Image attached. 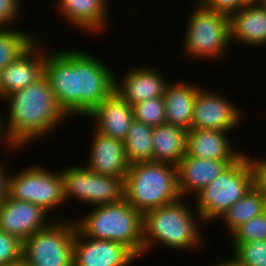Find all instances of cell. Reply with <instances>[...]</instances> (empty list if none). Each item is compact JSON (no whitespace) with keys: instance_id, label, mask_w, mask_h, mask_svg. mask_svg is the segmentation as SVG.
<instances>
[{"instance_id":"3957f363","label":"cell","mask_w":266,"mask_h":266,"mask_svg":"<svg viewBox=\"0 0 266 266\" xmlns=\"http://www.w3.org/2000/svg\"><path fill=\"white\" fill-rule=\"evenodd\" d=\"M183 199L149 210L143 215V254L158 243L178 251L194 250L203 244V234L197 224L202 222L200 213L196 209L192 213L191 204L186 205L188 202Z\"/></svg>"},{"instance_id":"1f68e13d","label":"cell","mask_w":266,"mask_h":266,"mask_svg":"<svg viewBox=\"0 0 266 266\" xmlns=\"http://www.w3.org/2000/svg\"><path fill=\"white\" fill-rule=\"evenodd\" d=\"M199 5L208 10L231 16L233 13L245 7V0H195Z\"/></svg>"},{"instance_id":"d6a6232c","label":"cell","mask_w":266,"mask_h":266,"mask_svg":"<svg viewBox=\"0 0 266 266\" xmlns=\"http://www.w3.org/2000/svg\"><path fill=\"white\" fill-rule=\"evenodd\" d=\"M20 1L0 0V29H8L11 22H15L16 17L18 19V15L21 13L20 10H23Z\"/></svg>"},{"instance_id":"ac0fdd59","label":"cell","mask_w":266,"mask_h":266,"mask_svg":"<svg viewBox=\"0 0 266 266\" xmlns=\"http://www.w3.org/2000/svg\"><path fill=\"white\" fill-rule=\"evenodd\" d=\"M228 133L214 129H190L187 131L186 154L211 160H238L244 153L231 147Z\"/></svg>"},{"instance_id":"8d00e7d4","label":"cell","mask_w":266,"mask_h":266,"mask_svg":"<svg viewBox=\"0 0 266 266\" xmlns=\"http://www.w3.org/2000/svg\"><path fill=\"white\" fill-rule=\"evenodd\" d=\"M2 134H4V131H3V129H0V142H3V143H5L7 146H6V148L8 147V148H10V149H12V147L10 146V144H9V142L7 141V139H6V137H4V135H2ZM2 136V137H1ZM2 139V140H1ZM4 139V140H3Z\"/></svg>"},{"instance_id":"52a82bcc","label":"cell","mask_w":266,"mask_h":266,"mask_svg":"<svg viewBox=\"0 0 266 266\" xmlns=\"http://www.w3.org/2000/svg\"><path fill=\"white\" fill-rule=\"evenodd\" d=\"M191 13L183 40L185 53L191 58L217 59L227 52L230 45L229 16L203 8L196 3Z\"/></svg>"},{"instance_id":"f1b7e54d","label":"cell","mask_w":266,"mask_h":266,"mask_svg":"<svg viewBox=\"0 0 266 266\" xmlns=\"http://www.w3.org/2000/svg\"><path fill=\"white\" fill-rule=\"evenodd\" d=\"M231 243L232 255L242 266H266V240Z\"/></svg>"},{"instance_id":"4316f807","label":"cell","mask_w":266,"mask_h":266,"mask_svg":"<svg viewBox=\"0 0 266 266\" xmlns=\"http://www.w3.org/2000/svg\"><path fill=\"white\" fill-rule=\"evenodd\" d=\"M63 179L64 200L70 198L89 204L90 169L87 166H68L60 171ZM74 197V198H73Z\"/></svg>"},{"instance_id":"7c38bea8","label":"cell","mask_w":266,"mask_h":266,"mask_svg":"<svg viewBox=\"0 0 266 266\" xmlns=\"http://www.w3.org/2000/svg\"><path fill=\"white\" fill-rule=\"evenodd\" d=\"M47 214L33 203L8 196L0 205V230L24 241L53 221Z\"/></svg>"},{"instance_id":"7402d4cb","label":"cell","mask_w":266,"mask_h":266,"mask_svg":"<svg viewBox=\"0 0 266 266\" xmlns=\"http://www.w3.org/2000/svg\"><path fill=\"white\" fill-rule=\"evenodd\" d=\"M187 130L163 123L153 127L154 162L177 165L186 154Z\"/></svg>"},{"instance_id":"e0dca14e","label":"cell","mask_w":266,"mask_h":266,"mask_svg":"<svg viewBox=\"0 0 266 266\" xmlns=\"http://www.w3.org/2000/svg\"><path fill=\"white\" fill-rule=\"evenodd\" d=\"M92 140L90 158L86 166L100 175L125 177L129 163L126 161L123 141L110 138L97 130L94 131Z\"/></svg>"},{"instance_id":"2e32d148","label":"cell","mask_w":266,"mask_h":266,"mask_svg":"<svg viewBox=\"0 0 266 266\" xmlns=\"http://www.w3.org/2000/svg\"><path fill=\"white\" fill-rule=\"evenodd\" d=\"M234 161L203 159L185 154L176 165L181 197L196 195Z\"/></svg>"},{"instance_id":"9c48e42d","label":"cell","mask_w":266,"mask_h":266,"mask_svg":"<svg viewBox=\"0 0 266 266\" xmlns=\"http://www.w3.org/2000/svg\"><path fill=\"white\" fill-rule=\"evenodd\" d=\"M8 193L12 199L27 201L41 207L48 214L65 204L63 179L58 171L31 165L8 176Z\"/></svg>"},{"instance_id":"d4e9b609","label":"cell","mask_w":266,"mask_h":266,"mask_svg":"<svg viewBox=\"0 0 266 266\" xmlns=\"http://www.w3.org/2000/svg\"><path fill=\"white\" fill-rule=\"evenodd\" d=\"M124 199V177L104 176L90 170L89 205L113 204Z\"/></svg>"},{"instance_id":"d590c367","label":"cell","mask_w":266,"mask_h":266,"mask_svg":"<svg viewBox=\"0 0 266 266\" xmlns=\"http://www.w3.org/2000/svg\"><path fill=\"white\" fill-rule=\"evenodd\" d=\"M215 266H242L241 263L233 256L230 260L216 262ZM214 266V265H213Z\"/></svg>"},{"instance_id":"5b68a950","label":"cell","mask_w":266,"mask_h":266,"mask_svg":"<svg viewBox=\"0 0 266 266\" xmlns=\"http://www.w3.org/2000/svg\"><path fill=\"white\" fill-rule=\"evenodd\" d=\"M180 198L175 164L154 161L129 164L124 177V199L142 215Z\"/></svg>"},{"instance_id":"484cf974","label":"cell","mask_w":266,"mask_h":266,"mask_svg":"<svg viewBox=\"0 0 266 266\" xmlns=\"http://www.w3.org/2000/svg\"><path fill=\"white\" fill-rule=\"evenodd\" d=\"M38 36L11 29H0V70L18 59L36 41Z\"/></svg>"},{"instance_id":"4dcf8cb0","label":"cell","mask_w":266,"mask_h":266,"mask_svg":"<svg viewBox=\"0 0 266 266\" xmlns=\"http://www.w3.org/2000/svg\"><path fill=\"white\" fill-rule=\"evenodd\" d=\"M23 259V241L0 230V266Z\"/></svg>"},{"instance_id":"44dd1931","label":"cell","mask_w":266,"mask_h":266,"mask_svg":"<svg viewBox=\"0 0 266 266\" xmlns=\"http://www.w3.org/2000/svg\"><path fill=\"white\" fill-rule=\"evenodd\" d=\"M199 85L184 82L169 83L163 94L165 101L166 123L191 129L194 104Z\"/></svg>"},{"instance_id":"ba28073f","label":"cell","mask_w":266,"mask_h":266,"mask_svg":"<svg viewBox=\"0 0 266 266\" xmlns=\"http://www.w3.org/2000/svg\"><path fill=\"white\" fill-rule=\"evenodd\" d=\"M55 220V221H54ZM74 221L56 220L23 241L27 266H73Z\"/></svg>"},{"instance_id":"ab89813d","label":"cell","mask_w":266,"mask_h":266,"mask_svg":"<svg viewBox=\"0 0 266 266\" xmlns=\"http://www.w3.org/2000/svg\"><path fill=\"white\" fill-rule=\"evenodd\" d=\"M261 5V7L265 10L266 12V0H261V2L259 3Z\"/></svg>"},{"instance_id":"6da1fadb","label":"cell","mask_w":266,"mask_h":266,"mask_svg":"<svg viewBox=\"0 0 266 266\" xmlns=\"http://www.w3.org/2000/svg\"><path fill=\"white\" fill-rule=\"evenodd\" d=\"M47 54L44 75L68 117H85L115 92L116 76L93 55L74 48Z\"/></svg>"},{"instance_id":"83f0119b","label":"cell","mask_w":266,"mask_h":266,"mask_svg":"<svg viewBox=\"0 0 266 266\" xmlns=\"http://www.w3.org/2000/svg\"><path fill=\"white\" fill-rule=\"evenodd\" d=\"M134 120L156 127L166 123L165 101L163 97L146 99L132 106Z\"/></svg>"},{"instance_id":"ffe728a7","label":"cell","mask_w":266,"mask_h":266,"mask_svg":"<svg viewBox=\"0 0 266 266\" xmlns=\"http://www.w3.org/2000/svg\"><path fill=\"white\" fill-rule=\"evenodd\" d=\"M229 18L230 41L252 47L266 44V12L260 4H247Z\"/></svg>"},{"instance_id":"836d02e7","label":"cell","mask_w":266,"mask_h":266,"mask_svg":"<svg viewBox=\"0 0 266 266\" xmlns=\"http://www.w3.org/2000/svg\"><path fill=\"white\" fill-rule=\"evenodd\" d=\"M253 171L254 186L266 196V159H251L247 156Z\"/></svg>"},{"instance_id":"9a60e30c","label":"cell","mask_w":266,"mask_h":266,"mask_svg":"<svg viewBox=\"0 0 266 266\" xmlns=\"http://www.w3.org/2000/svg\"><path fill=\"white\" fill-rule=\"evenodd\" d=\"M85 117L93 119L94 130L124 141L134 121L132 106L116 92L95 106Z\"/></svg>"},{"instance_id":"f546056e","label":"cell","mask_w":266,"mask_h":266,"mask_svg":"<svg viewBox=\"0 0 266 266\" xmlns=\"http://www.w3.org/2000/svg\"><path fill=\"white\" fill-rule=\"evenodd\" d=\"M230 235L232 236V242L266 240V210L262 214L249 219Z\"/></svg>"},{"instance_id":"d6986e66","label":"cell","mask_w":266,"mask_h":266,"mask_svg":"<svg viewBox=\"0 0 266 266\" xmlns=\"http://www.w3.org/2000/svg\"><path fill=\"white\" fill-rule=\"evenodd\" d=\"M59 2V3H58ZM59 14L78 30L88 33L102 31L107 25L108 0H58ZM76 26V27H75ZM100 31V32H99Z\"/></svg>"},{"instance_id":"74e56055","label":"cell","mask_w":266,"mask_h":266,"mask_svg":"<svg viewBox=\"0 0 266 266\" xmlns=\"http://www.w3.org/2000/svg\"><path fill=\"white\" fill-rule=\"evenodd\" d=\"M4 266H27L24 260H19L17 262L11 263V264H6Z\"/></svg>"},{"instance_id":"e575fe53","label":"cell","mask_w":266,"mask_h":266,"mask_svg":"<svg viewBox=\"0 0 266 266\" xmlns=\"http://www.w3.org/2000/svg\"><path fill=\"white\" fill-rule=\"evenodd\" d=\"M0 164V205L8 198V174L5 166Z\"/></svg>"},{"instance_id":"8fae6325","label":"cell","mask_w":266,"mask_h":266,"mask_svg":"<svg viewBox=\"0 0 266 266\" xmlns=\"http://www.w3.org/2000/svg\"><path fill=\"white\" fill-rule=\"evenodd\" d=\"M138 257L125 245L83 236L76 230L73 266H128Z\"/></svg>"},{"instance_id":"cb8c5ba5","label":"cell","mask_w":266,"mask_h":266,"mask_svg":"<svg viewBox=\"0 0 266 266\" xmlns=\"http://www.w3.org/2000/svg\"><path fill=\"white\" fill-rule=\"evenodd\" d=\"M152 137V126L133 121L123 141L126 161L129 164L154 161Z\"/></svg>"},{"instance_id":"8992f818","label":"cell","mask_w":266,"mask_h":266,"mask_svg":"<svg viewBox=\"0 0 266 266\" xmlns=\"http://www.w3.org/2000/svg\"><path fill=\"white\" fill-rule=\"evenodd\" d=\"M253 186V171L243 154L195 195L203 223L219 220Z\"/></svg>"},{"instance_id":"7a4b0ae2","label":"cell","mask_w":266,"mask_h":266,"mask_svg":"<svg viewBox=\"0 0 266 266\" xmlns=\"http://www.w3.org/2000/svg\"><path fill=\"white\" fill-rule=\"evenodd\" d=\"M2 99L9 105V118L4 124L0 114V123L5 133L3 135L13 149L20 150L19 148L25 147L27 143L49 135L68 117L57 103L45 75Z\"/></svg>"},{"instance_id":"30bf717a","label":"cell","mask_w":266,"mask_h":266,"mask_svg":"<svg viewBox=\"0 0 266 266\" xmlns=\"http://www.w3.org/2000/svg\"><path fill=\"white\" fill-rule=\"evenodd\" d=\"M201 87L196 95L191 129L232 131L242 121L243 112L234 102Z\"/></svg>"},{"instance_id":"603a6c76","label":"cell","mask_w":266,"mask_h":266,"mask_svg":"<svg viewBox=\"0 0 266 266\" xmlns=\"http://www.w3.org/2000/svg\"><path fill=\"white\" fill-rule=\"evenodd\" d=\"M266 210V196L255 186L231 206L221 217L229 234L242 226L249 219L262 214Z\"/></svg>"},{"instance_id":"277c9868","label":"cell","mask_w":266,"mask_h":266,"mask_svg":"<svg viewBox=\"0 0 266 266\" xmlns=\"http://www.w3.org/2000/svg\"><path fill=\"white\" fill-rule=\"evenodd\" d=\"M92 209L80 220H74L83 236L118 242L138 258L143 255V215L126 199Z\"/></svg>"},{"instance_id":"5bb4252c","label":"cell","mask_w":266,"mask_h":266,"mask_svg":"<svg viewBox=\"0 0 266 266\" xmlns=\"http://www.w3.org/2000/svg\"><path fill=\"white\" fill-rule=\"evenodd\" d=\"M156 68L132 67L123 79L115 77V92L131 106L146 99L163 97L169 82ZM160 73V74H159Z\"/></svg>"},{"instance_id":"4fadbf2b","label":"cell","mask_w":266,"mask_h":266,"mask_svg":"<svg viewBox=\"0 0 266 266\" xmlns=\"http://www.w3.org/2000/svg\"><path fill=\"white\" fill-rule=\"evenodd\" d=\"M36 41L18 59L0 70V99L7 94L21 90L44 75L46 51H41ZM45 52V53H44Z\"/></svg>"},{"instance_id":"f35d334b","label":"cell","mask_w":266,"mask_h":266,"mask_svg":"<svg viewBox=\"0 0 266 266\" xmlns=\"http://www.w3.org/2000/svg\"><path fill=\"white\" fill-rule=\"evenodd\" d=\"M247 4H259L261 0H245Z\"/></svg>"}]
</instances>
